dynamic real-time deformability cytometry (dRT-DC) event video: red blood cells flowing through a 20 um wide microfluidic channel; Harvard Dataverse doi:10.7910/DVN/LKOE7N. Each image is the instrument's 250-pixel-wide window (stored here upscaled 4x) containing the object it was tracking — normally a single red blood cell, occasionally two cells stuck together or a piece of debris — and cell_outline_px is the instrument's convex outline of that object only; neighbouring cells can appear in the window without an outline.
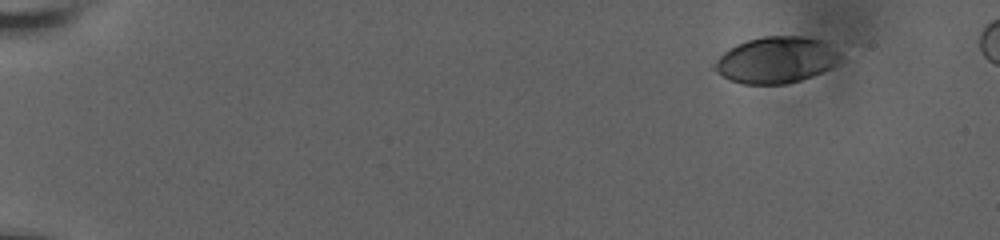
{"species": "human", "species_latin": "Homo sapiens", "temperature_condition": "room temperature", "stored_images_in_passage": 24, "camera_frame_rate_fps": 3000, "um_per_image_px": 0.085, "donor": {"sex": "male"}, "frame": {"image": 1, "passage_image": 1, "time_ms": 0.0, "image_size_px": [1000, 240], "cell_outline_px": [[840, 64], [812, 76], [788, 84], [744, 84], [732, 80], [724, 76], [712, 68], [712, 64], [728, 48], [736, 44], [748, 40], [764, 36], [804, 36], [828, 40], [840, 52]], "centroid_in_image_um": [66.04, 5.08], "position_along_channel_um": 19.0, "area_um2": 34.45}}
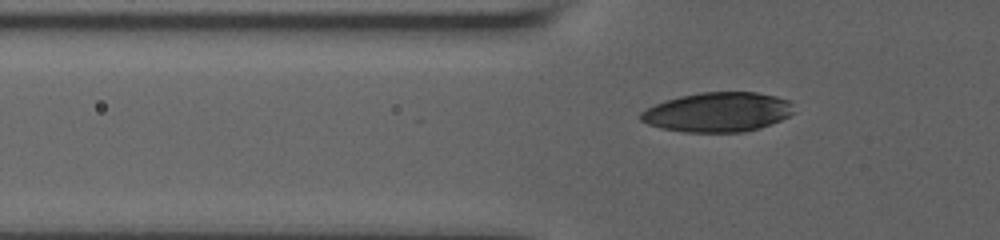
{"frame": {"image": 2, "passage_image": 18, "time_ms": 5.333, "image_size_px": [1000, 240], "cell_outline_px": [[796, 112], [780, 120], [760, 128], [744, 132], [684, 132], [660, 128], [648, 124], [640, 120], [640, 112], [656, 104], [680, 96], [700, 92], [756, 92], [776, 96], [788, 100]], "centroid_in_image_um": [61.02, 9.53], "position_along_channel_um": 64.8, "area_um2": 35.26}}
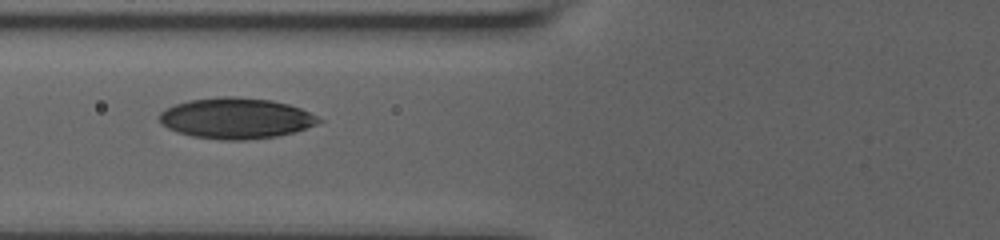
{"frame": {"image": 3, "passage_image": 22, "time_ms": 6.667, "image_size_px": [1000, 240], "cell_outline_px": [[324, 120], [316, 124], [292, 132], [276, 136], [244, 140], [224, 140], [192, 136], [176, 132], [168, 128], [160, 120], [160, 112], [176, 104], [188, 100], [220, 96], [236, 96], [272, 100], [288, 104], [300, 108]], "centroid_in_image_um": [20.05, 10.04], "position_along_channel_um": 105.8, "area_um2": 37.63}}